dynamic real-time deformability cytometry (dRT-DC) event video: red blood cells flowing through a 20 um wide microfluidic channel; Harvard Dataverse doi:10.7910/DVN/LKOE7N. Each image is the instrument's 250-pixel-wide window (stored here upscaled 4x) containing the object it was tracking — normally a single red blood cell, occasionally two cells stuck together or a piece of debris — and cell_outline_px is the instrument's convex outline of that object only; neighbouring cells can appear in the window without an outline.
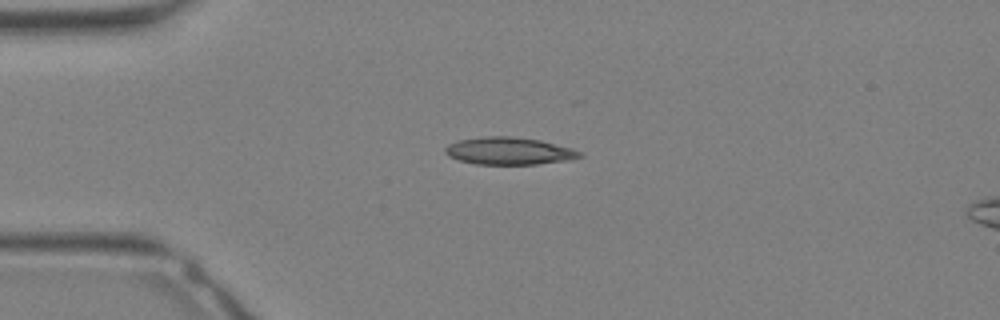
{"species": "Egyptian fruit bat (a non-hibernating species)", "species_latin": "Rousettus aegyptiacus", "temperature_condition": "warm", "stored_images_in_passage": 5, "camera_frame_rate_fps": 3000, "um_per_image_px": 0.085, "animal": {"sex": "female"}, "frame": {"image": 1, "passage_image": 1, "time_ms": 0.0, "image_size_px": [1000, 320], "cell_outline_px": [[584, 156], [564, 160], [536, 164], [476, 164], [460, 160], [448, 156], [444, 152], [444, 148], [448, 144], [460, 140], [488, 136], [508, 136], [540, 140], [572, 148], [580, 152]], "centroid_in_image_um": [43.24, 12.83], "position_along_channel_um": 41.8, "area_um2": 21.15}}
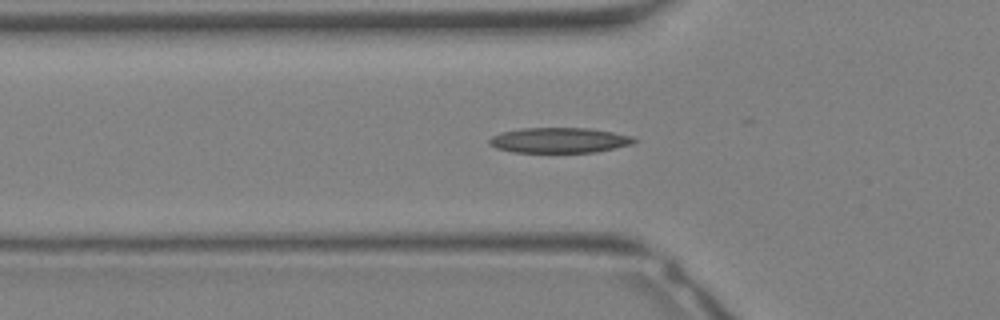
{"frame": {"image": 2, "passage_image": 4, "time_ms": 1.0, "image_size_px": [1000, 320], "cell_outline_px": [[640, 140], [632, 144], [596, 152], [516, 152], [496, 148], [488, 144], [488, 140], [492, 136], [504, 132], [524, 128], [592, 128], [636, 136]], "centroid_in_image_um": [47.62, 11.91], "position_along_channel_um": 78.2, "area_um2": 21.44}}